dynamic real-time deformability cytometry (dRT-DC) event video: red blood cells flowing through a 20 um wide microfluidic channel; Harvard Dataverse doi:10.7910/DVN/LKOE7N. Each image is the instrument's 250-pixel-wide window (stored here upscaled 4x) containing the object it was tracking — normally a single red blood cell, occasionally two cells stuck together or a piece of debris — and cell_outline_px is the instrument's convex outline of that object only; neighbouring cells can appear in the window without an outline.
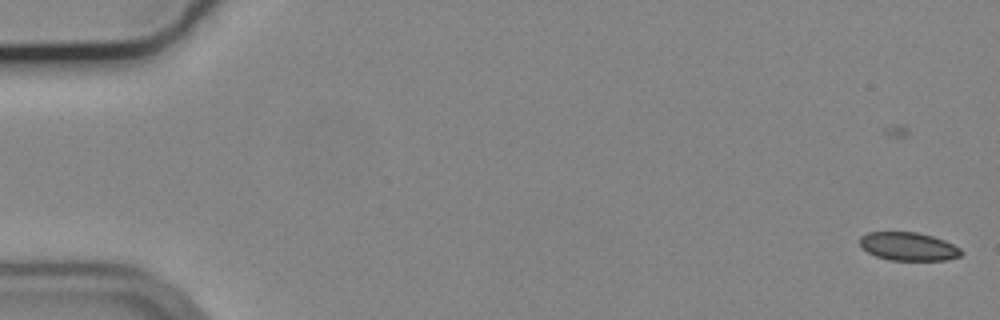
{"species": "common noctule bat (a hibernating species)", "species_latin": "Nyctalus noctula", "temperature_condition": "cold", "stored_images_in_passage": 19, "camera_frame_rate_fps": 3000, "um_per_image_px": 0.085, "animal": {"sex": "male", "body_mass_g": 19.2, "forearm_length_mm": 51.8}, "frame": {"image": 1, "passage_image": 4, "time_ms": 1.0, "image_size_px": [1000, 320], "cell_outline_px": [[964, 252], [960, 256], [944, 260], [888, 260], [876, 256], [860, 248], [860, 236], [868, 232], [916, 232], [932, 236], [944, 240], [960, 248]], "centroid_in_image_um": [77.19, 20.95], "position_along_channel_um": 7.8, "area_um2": 16.76}}
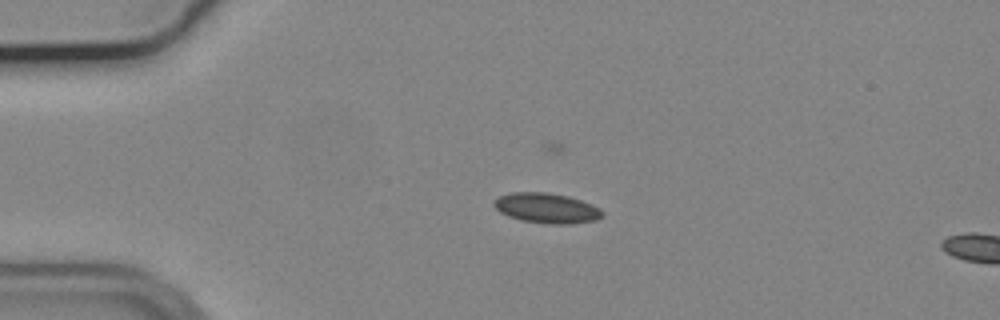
{"frame": {"image": 2, "passage_image": 16, "time_ms": 5.0, "image_size_px": [1000, 320], "cell_outline_px": [[604, 216], [596, 220], [568, 224], [552, 224], [520, 220], [508, 216], [500, 212], [492, 204], [500, 196], [512, 192], [544, 192], [568, 196], [592, 204], [600, 208], [604, 212]], "centroid_in_image_um": [46.49, 17.69], "position_along_channel_um": 38.5, "area_um2": 18.96}}